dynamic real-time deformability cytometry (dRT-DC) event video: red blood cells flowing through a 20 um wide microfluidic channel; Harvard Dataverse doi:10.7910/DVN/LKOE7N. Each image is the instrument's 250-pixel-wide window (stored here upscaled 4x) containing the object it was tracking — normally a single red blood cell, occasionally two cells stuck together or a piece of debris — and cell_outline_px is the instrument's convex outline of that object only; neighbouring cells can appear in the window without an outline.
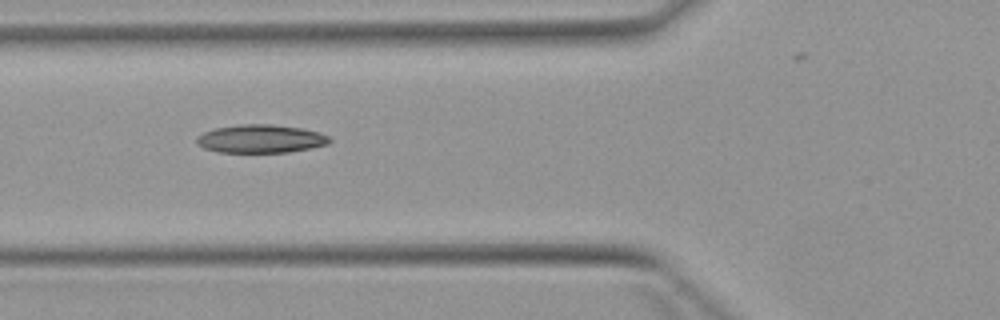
{"species": "Egyptian fruit bat (a non-hibernating species)", "species_latin": "Rousettus aegyptiacus", "temperature_condition": "warm", "stored_images_in_passage": 9, "camera_frame_rate_fps": 3000, "um_per_image_px": 0.085, "animal": {"sex": "female"}, "frame": {"image": 1, "passage_image": 6, "time_ms": 6.0, "image_size_px": [1000, 320], "cell_outline_px": [[332, 140], [328, 144], [312, 148], [288, 152], [216, 152], [204, 148], [196, 144], [196, 136], [204, 132], [216, 128], [240, 124], [272, 124], [300, 128], [320, 132], [328, 136]], "centroid_in_image_um": [22.15, 11.8], "position_along_channel_um": 103.6, "area_um2": 21.96}}
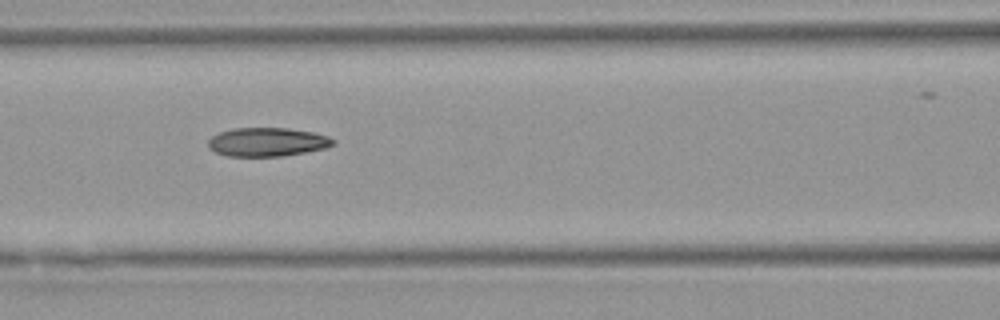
{"frame": {"image": 2, "passage_image": 7, "time_ms": 7.0, "image_size_px": [1000, 320], "cell_outline_px": [[336, 144], [324, 148], [284, 156], [228, 156], [216, 152], [208, 148], [208, 140], [212, 136], [220, 132], [232, 128], [288, 128], [312, 132], [328, 136], [336, 140]], "centroid_in_image_um": [22.72, 12.07], "position_along_channel_um": 143.9, "area_um2": 20.92}}
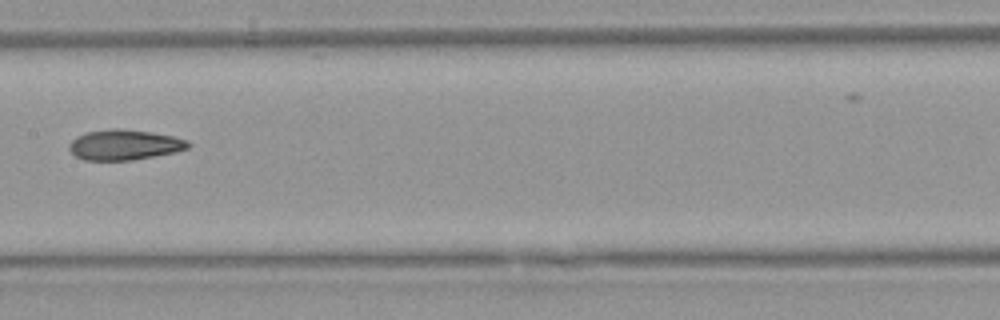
{"frame": {"image": 3, "passage_image": 8, "time_ms": 8.333, "image_size_px": [1000, 320], "cell_outline_px": [[192, 144], [188, 148], [176, 152], [132, 160], [84, 160], [76, 156], [68, 148], [68, 144], [76, 136], [88, 132], [112, 128], [116, 128], [152, 132], [172, 136], [188, 140]], "centroid_in_image_um": [10.58, 12.31], "position_along_channel_um": 196.8, "area_um2": 21.04}}